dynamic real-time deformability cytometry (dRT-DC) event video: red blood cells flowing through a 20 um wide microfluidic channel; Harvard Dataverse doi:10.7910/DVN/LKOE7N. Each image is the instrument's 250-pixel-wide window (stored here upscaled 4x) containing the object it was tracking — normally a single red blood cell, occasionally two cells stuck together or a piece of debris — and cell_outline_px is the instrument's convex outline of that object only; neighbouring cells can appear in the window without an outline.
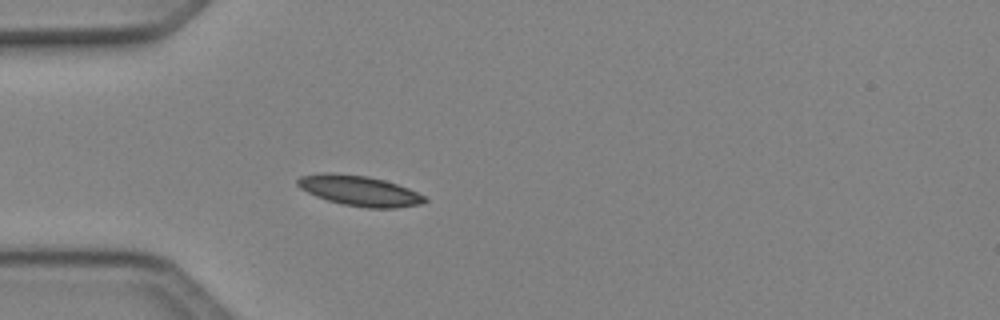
{"species": "Egyptian fruit bat (a non-hibernating species)", "species_latin": "Rousettus aegyptiacus", "temperature_condition": "cold", "stored_images_in_passage": 41, "camera_frame_rate_fps": 3000, "um_per_image_px": 0.085, "animal": {"sex": "female"}, "frame": {"image": 1, "passage_image": 6, "time_ms": 1.667, "image_size_px": [1000, 320], "cell_outline_px": [[428, 200], [420, 204], [396, 208], [368, 208], [344, 204], [328, 200], [316, 196], [300, 188], [296, 184], [296, 180], [300, 176], [324, 172], [328, 172], [368, 176], [384, 180], [408, 188], [424, 196]], "centroid_in_image_um": [30.53, 16.2], "position_along_channel_um": 54.5, "area_um2": 22.31}}
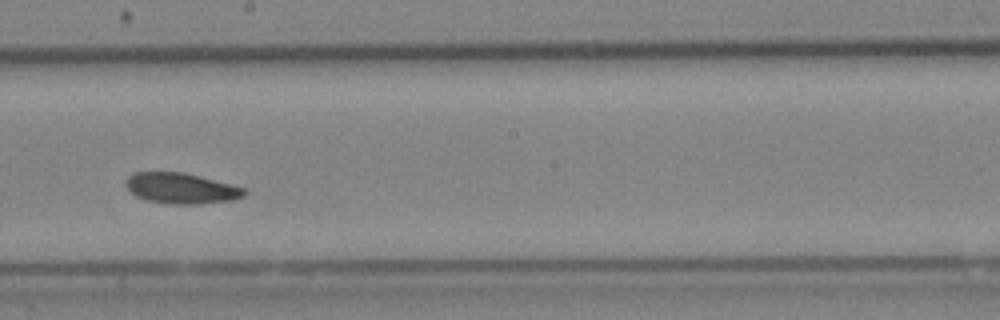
{"frame": {"image": 2, "passage_image": 20, "time_ms": 6.333, "image_size_px": [1000, 320], "cell_outline_px": [[248, 192], [244, 196], [232, 200], [200, 204], [168, 204], [144, 200], [136, 196], [124, 184], [128, 176], [136, 172], [184, 172], [200, 176], [244, 188]], "centroid_in_image_um": [15.39, 16.01], "position_along_channel_um": 232.8, "area_um2": 21.21}}
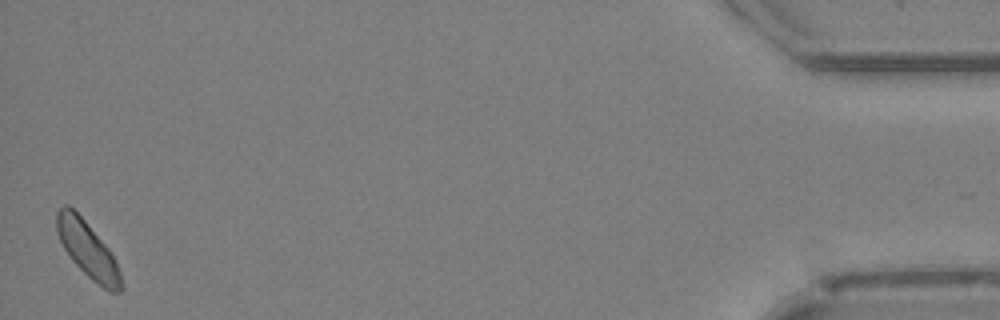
{"frame": {"image": 3, "passage_image": 41, "time_ms": 13.333, "image_size_px": [1000, 320], "cell_outline_px": [[124, 288], [120, 292], [108, 292], [92, 280], [72, 260], [64, 248], [60, 240], [56, 228], [56, 212], [64, 204], [68, 204], [84, 220], [108, 248], [120, 272]], "centroid_in_image_um": [7.45, 21.24], "position_along_channel_um": 427.7, "area_um2": 20.63}, "authors_computed_cell_mechanics": {"area_um2": 20.9814, "velocity_mm_per_s": 4.0371, "shape_relaxation_time_tau1_ms": 7.1588, "shape_relaxation_time_tau2_ms": 8.9228, "deformation_change_tau1": 0.0964, "deformation_change_tau2": 0.1376}}